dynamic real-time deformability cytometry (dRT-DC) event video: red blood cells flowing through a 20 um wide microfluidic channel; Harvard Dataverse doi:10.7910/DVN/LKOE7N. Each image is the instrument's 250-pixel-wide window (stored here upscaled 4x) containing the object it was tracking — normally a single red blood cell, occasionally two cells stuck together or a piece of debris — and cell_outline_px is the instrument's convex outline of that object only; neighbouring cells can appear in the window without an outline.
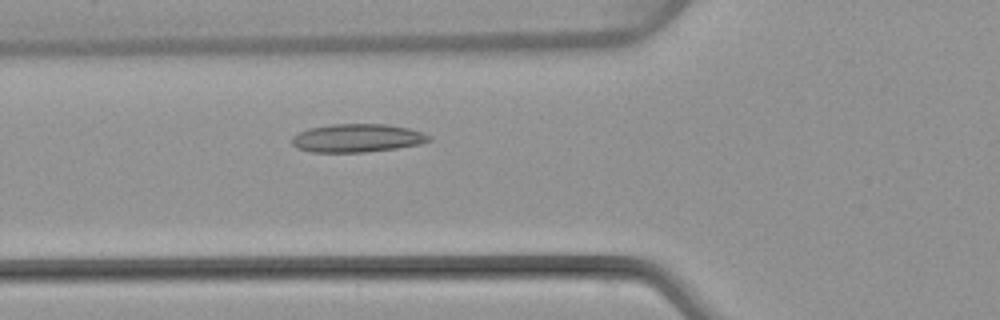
{"species": "common noctule bat (a hibernating species)", "species_latin": "Nyctalus noctula", "temperature_condition": "warm", "stored_images_in_passage": 50, "camera_frame_rate_fps": 3000, "um_per_image_px": 0.085, "animal": {"sex": "female", "body_mass_g": 22.7, "forearm_length_mm": 54.2}, "frame": {"image": 1, "passage_image": 18, "time_ms": 5.667, "image_size_px": [1000, 320], "cell_outline_px": [[432, 140], [420, 144], [396, 148], [364, 152], [312, 152], [296, 148], [292, 144], [292, 136], [308, 128], [332, 124], [388, 124], [408, 128], [432, 136]], "centroid_in_image_um": [30.36, 11.73], "position_along_channel_um": 95.4, "area_um2": 22.6}}
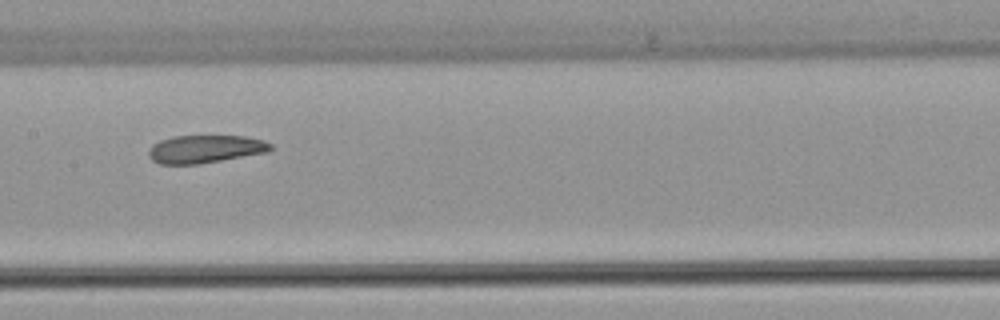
{"frame": {"image": 2, "passage_image": 25, "time_ms": 8.0, "image_size_px": [1000, 320], "cell_outline_px": [[272, 148], [268, 152], [200, 164], [160, 164], [152, 160], [148, 156], [148, 152], [152, 144], [160, 140], [172, 136], [244, 136], [264, 140], [272, 144]], "centroid_in_image_um": [17.43, 12.67], "position_along_channel_um": 190.0, "area_um2": 19.94}}
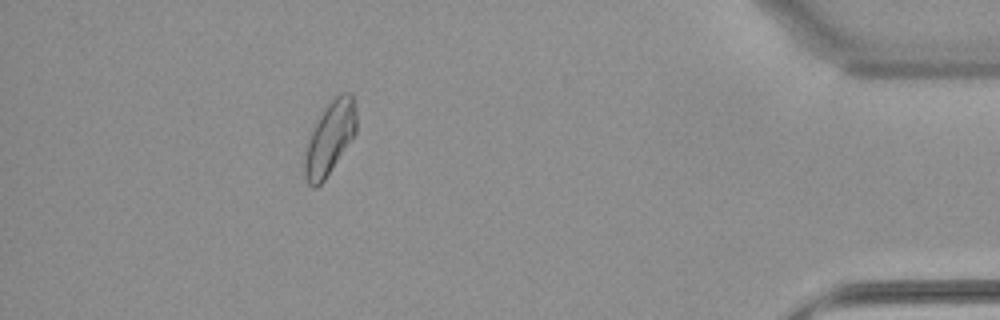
{"frame": {"image": 3, "passage_image": 45, "time_ms": 14.667, "image_size_px": [1000, 320], "cell_outline_px": [[356, 132], [324, 180], [316, 188], [312, 188], [308, 184], [304, 176], [304, 156], [308, 140], [312, 128], [316, 120], [324, 108], [336, 96], [348, 92], [352, 92], [356, 108]], "centroid_in_image_um": [28.01, 11.74], "position_along_channel_um": 407.2, "area_um2": 21.85}, "authors_computed_cell_mechanics": {"area_um2": 21.7906, "velocity_mm_per_s": 4.0396, "shape_relaxation_time_tau1_ms": null, "shape_relaxation_time_tau2_ms": 4.4778, "deformation_change_tau1": null, "deformation_change_tau2": 0.1232}}